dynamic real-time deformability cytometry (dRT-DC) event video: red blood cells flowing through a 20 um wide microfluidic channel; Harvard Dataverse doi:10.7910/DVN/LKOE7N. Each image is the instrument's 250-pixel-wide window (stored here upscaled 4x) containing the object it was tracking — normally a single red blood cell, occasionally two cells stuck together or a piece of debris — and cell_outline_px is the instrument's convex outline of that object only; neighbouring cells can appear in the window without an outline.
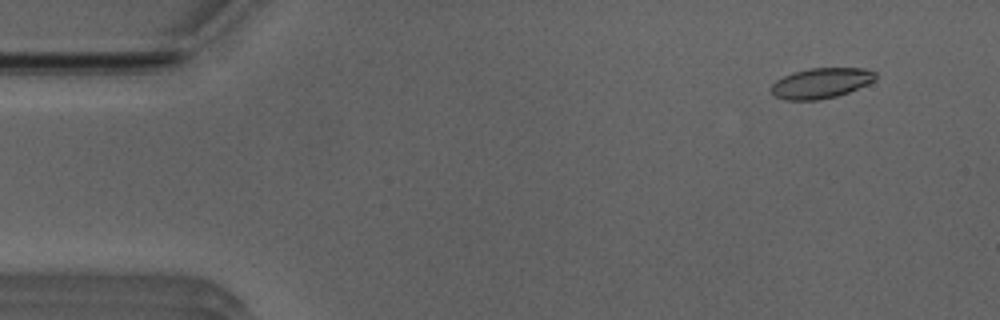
{"species": "Egyptian fruit bat (a non-hibernating species)", "species_latin": "Rousettus aegyptiacus", "temperature_condition": "room temperature", "stored_images_in_passage": 53, "camera_frame_rate_fps": 3000, "um_per_image_px": 0.085, "animal": {"sex": "male"}, "frame": {"image": 1, "passage_image": 5, "time_ms": 1.333, "image_size_px": [1000, 320], "cell_outline_px": [[876, 80], [868, 84], [848, 92], [836, 96], [816, 100], [784, 100], [776, 96], [772, 92], [772, 84], [776, 80], [792, 72], [808, 68], [864, 68], [876, 72]], "centroid_in_image_um": [69.8, 7.05], "position_along_channel_um": 15.2, "area_um2": 18.44}}
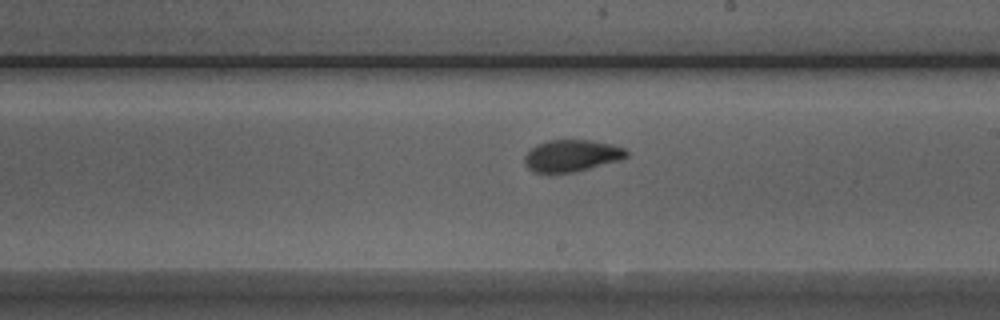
{"frame": {"image": 2, "passage_image": 30, "time_ms": 9.667, "image_size_px": [1000, 320], "cell_outline_px": [[628, 156], [620, 160], [576, 172], [532, 172], [524, 164], [524, 156], [536, 144], [548, 140], [592, 140], [612, 144], [624, 148], [628, 152]], "centroid_in_image_um": [48.59, 13.23], "position_along_channel_um": 240.4, "area_um2": 18.96}}
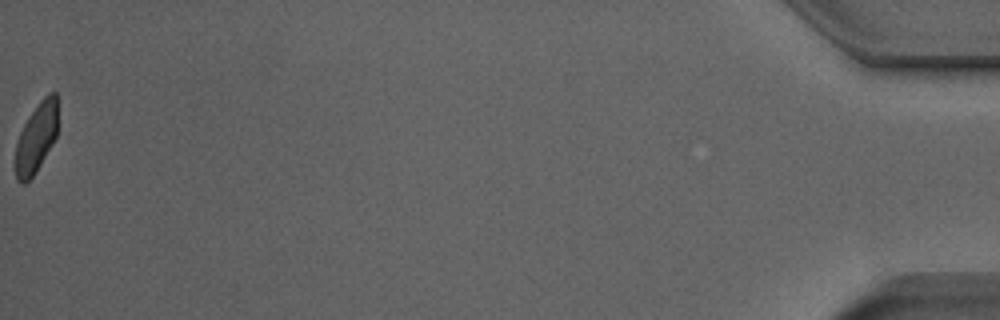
{"frame": {"image": 3, "passage_image": 53, "time_ms": 17.333, "image_size_px": [1000, 320], "cell_outline_px": [[56, 136], [52, 144], [40, 164], [32, 176], [24, 184], [20, 184], [16, 180], [16, 144], [20, 132], [28, 116], [40, 100], [48, 92], [56, 92]], "centroid_in_image_um": [3.06, 11.7], "position_along_channel_um": 432.1, "area_um2": 16.82}, "authors_computed_cell_mechanics": {"area_um2": 19.074, "velocity_mm_per_s": 3.9161, "shape_relaxation_time_tau1_ms": 4.3751, "shape_relaxation_time_tau2_ms": 1.371, "deformation_change_tau1": 0.1396, "deformation_change_tau2": 0.0599}}